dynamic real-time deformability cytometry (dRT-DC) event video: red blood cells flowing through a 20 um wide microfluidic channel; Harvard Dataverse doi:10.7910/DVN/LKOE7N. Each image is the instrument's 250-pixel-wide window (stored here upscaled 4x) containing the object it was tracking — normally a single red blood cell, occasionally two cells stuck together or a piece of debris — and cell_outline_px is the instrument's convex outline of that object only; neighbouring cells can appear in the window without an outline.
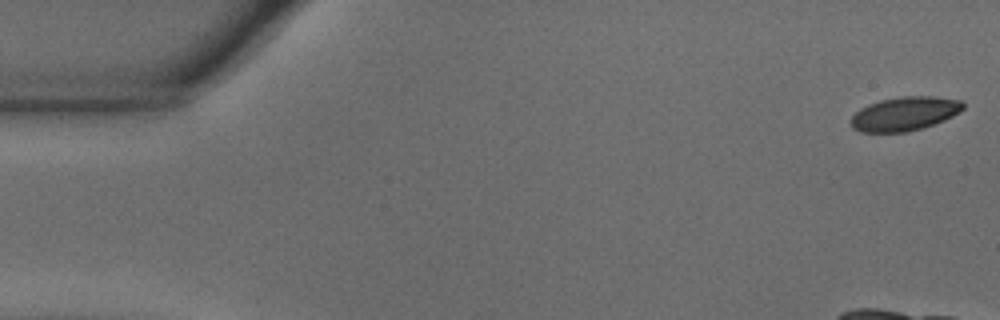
{"species": "common noctule bat (a hibernating species)", "species_latin": "Nyctalus noctula", "temperature_condition": "warm", "stored_images_in_passage": 14, "camera_frame_rate_fps": 3000, "um_per_image_px": 0.085, "animal": {"sex": "male", "body_mass_g": 18.8}, "frame": {"image": 1, "passage_image": 1, "time_ms": 0.0, "image_size_px": [1000, 320], "cell_outline_px": [[964, 108], [960, 112], [944, 120], [920, 128], [904, 132], [860, 132], [852, 128], [848, 120], [860, 108], [868, 104], [880, 100], [900, 96], [932, 96], [960, 100], [964, 104]], "centroid_in_image_um": [76.85, 9.66], "position_along_channel_um": 8.2, "area_um2": 22.2}}